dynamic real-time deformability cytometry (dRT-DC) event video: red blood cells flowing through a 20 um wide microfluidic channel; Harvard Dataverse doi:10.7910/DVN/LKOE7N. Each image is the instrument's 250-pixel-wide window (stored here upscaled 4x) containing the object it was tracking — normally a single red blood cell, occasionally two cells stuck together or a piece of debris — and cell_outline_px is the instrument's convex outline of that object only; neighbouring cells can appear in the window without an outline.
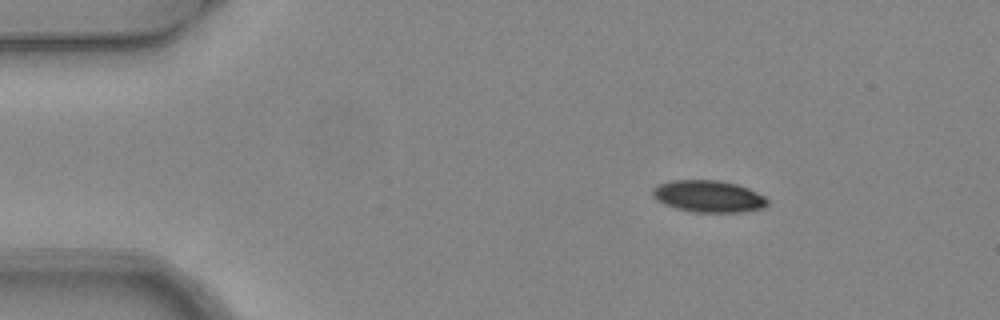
{"species": "common noctule bat (a hibernating species)", "species_latin": "Nyctalus noctula", "temperature_condition": "warm", "stored_images_in_passage": 3, "camera_frame_rate_fps": 3000, "um_per_image_px": 0.085, "animal": {"sex": "female", "body_mass_g": 24.6, "forearm_length_mm": 56.2}, "frame": {"image": 1, "passage_image": 1, "time_ms": 0.0, "image_size_px": [1000, 320], "cell_outline_px": [[768, 204], [764, 208], [744, 212], [692, 212], [676, 208], [664, 204], [656, 200], [652, 196], [652, 188], [660, 184], [672, 180], [720, 180], [736, 184], [748, 188], [764, 196], [768, 200]], "centroid_in_image_um": [60.22, 16.69], "position_along_channel_um": 24.8, "area_um2": 21.44}}
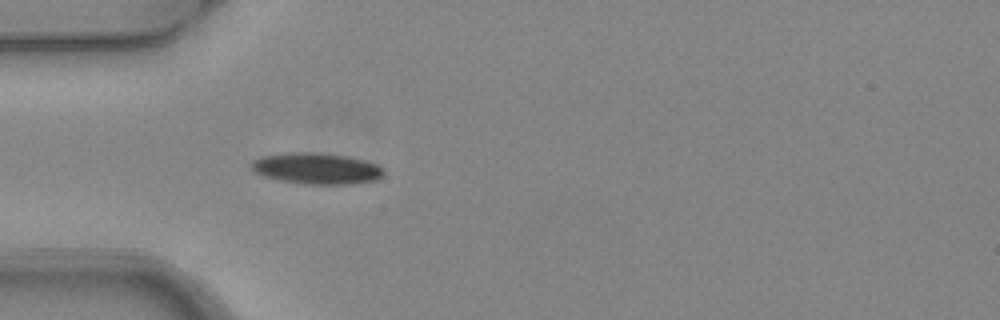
{"frame": {"image": 2, "passage_image": 3, "time_ms": 0.667, "image_size_px": [1000, 320], "cell_outline_px": [[384, 172], [376, 180], [344, 184], [300, 184], [280, 180], [264, 176], [256, 172], [248, 164], [252, 160], [260, 156], [284, 152], [312, 152], [348, 156], [364, 160], [376, 164], [384, 168]], "centroid_in_image_um": [26.85, 14.3], "position_along_channel_um": 58.1, "area_um2": 24.16}}